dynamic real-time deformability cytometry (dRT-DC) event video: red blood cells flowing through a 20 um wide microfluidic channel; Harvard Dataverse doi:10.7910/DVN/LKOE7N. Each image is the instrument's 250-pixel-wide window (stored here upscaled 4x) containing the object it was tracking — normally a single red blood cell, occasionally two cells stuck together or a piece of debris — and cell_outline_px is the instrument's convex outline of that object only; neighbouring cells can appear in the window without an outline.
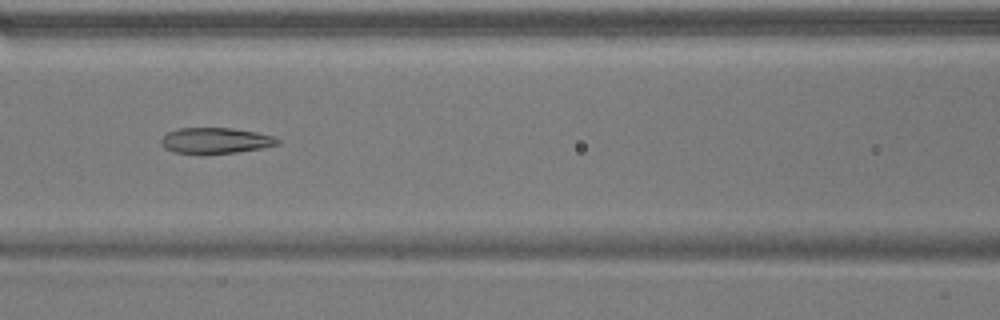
{"species": "common noctule bat (a hibernating species)", "species_latin": "Nyctalus noctula", "temperature_condition": "warm", "stored_images_in_passage": 51, "camera_frame_rate_fps": 3000, "um_per_image_px": 0.085, "animal": {"sex": "male", "body_mass_g": 17.9}, "frame": {"image": 1, "passage_image": 23, "time_ms": 7.333, "image_size_px": [1000, 320], "cell_outline_px": [[280, 144], [260, 148], [236, 152], [204, 156], [200, 156], [172, 152], [164, 148], [160, 144], [160, 140], [168, 132], [180, 128], [232, 128], [256, 132], [272, 136], [280, 140]], "centroid_in_image_um": [18.26, 11.99], "position_along_channel_um": 148.3, "area_um2": 18.03}}
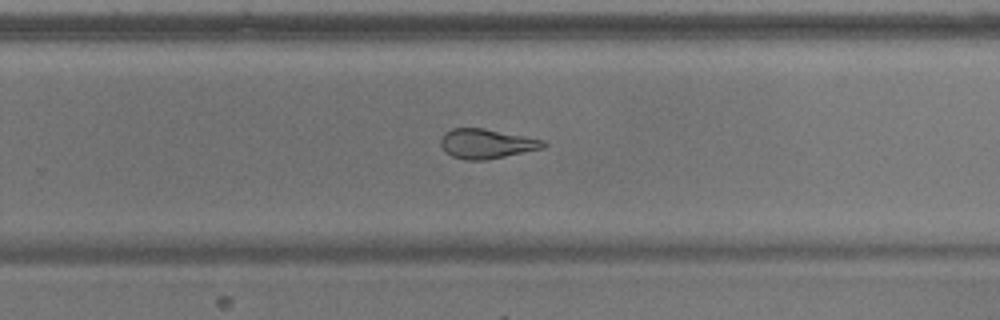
{"frame": {"image": 2, "passage_image": 34, "time_ms": 11.0, "image_size_px": [1000, 320], "cell_outline_px": [[548, 144], [544, 148], [484, 160], [464, 160], [452, 156], [440, 144], [440, 140], [444, 132], [452, 128], [484, 128], [544, 140]], "centroid_in_image_um": [41.35, 12.21], "position_along_channel_um": 288.4, "area_um2": 17.57}}
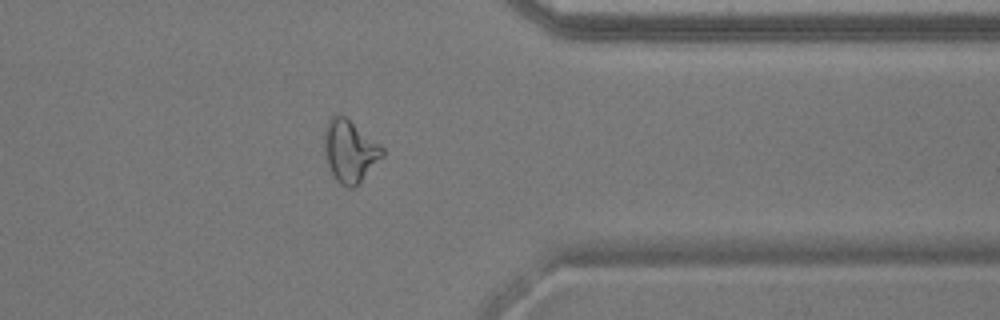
{"frame": {"image": 3, "passage_image": 42, "time_ms": 13.667, "image_size_px": [1000, 320], "cell_outline_px": [[384, 156], [352, 188], [348, 188], [340, 184], [336, 180], [324, 156], [324, 128], [328, 120], [336, 112], [344, 116], [380, 144], [384, 148]], "centroid_in_image_um": [29.71, 12.8], "position_along_channel_um": 381.7, "area_um2": 20.87}}